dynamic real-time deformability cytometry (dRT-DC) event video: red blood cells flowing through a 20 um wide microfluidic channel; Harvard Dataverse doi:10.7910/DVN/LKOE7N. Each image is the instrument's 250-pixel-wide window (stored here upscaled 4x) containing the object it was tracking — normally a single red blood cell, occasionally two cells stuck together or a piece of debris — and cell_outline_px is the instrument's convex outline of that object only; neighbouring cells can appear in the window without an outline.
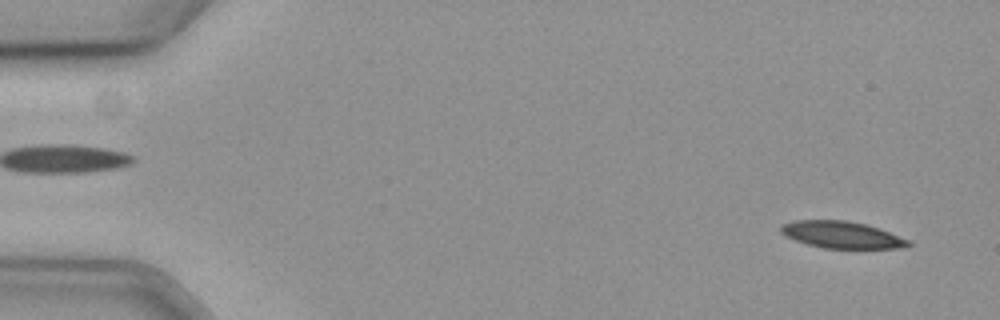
{"species": "common noctule bat (a hibernating species)", "species_latin": "Nyctalus noctula", "temperature_condition": "cold", "stored_images_in_passage": 57, "camera_frame_rate_fps": 3000, "um_per_image_px": 0.085, "animal": {"sex": "female", "body_mass_g": 19.3, "forearm_length_mm": 54.1}, "frame": {"image": 1, "passage_image": 3, "time_ms": 0.667, "image_size_px": [1000, 320], "cell_outline_px": [[912, 244], [896, 248], [824, 248], [808, 244], [784, 236], [780, 232], [780, 228], [784, 224], [796, 220], [844, 220], [864, 224], [888, 232], [908, 240]], "centroid_in_image_um": [71.48, 19.95], "position_along_channel_um": 13.5, "area_um2": 19.48}}
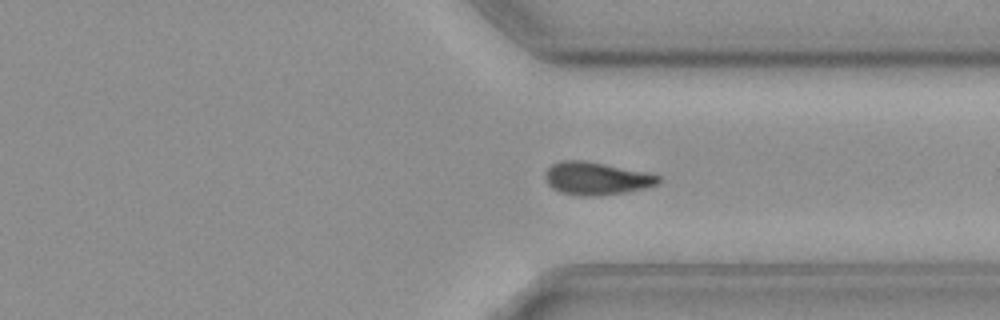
{"frame": {"image": 2, "passage_image": 43, "time_ms": 14.0, "image_size_px": [1000, 320], "cell_outline_px": [[660, 180], [656, 184], [644, 188], [624, 192], [588, 196], [580, 196], [560, 192], [552, 188], [548, 184], [544, 176], [544, 172], [552, 164], [560, 160], [584, 160], [644, 172], [660, 176]], "centroid_in_image_um": [50.62, 15.16], "position_along_channel_um": 360.8, "area_um2": 21.33}}
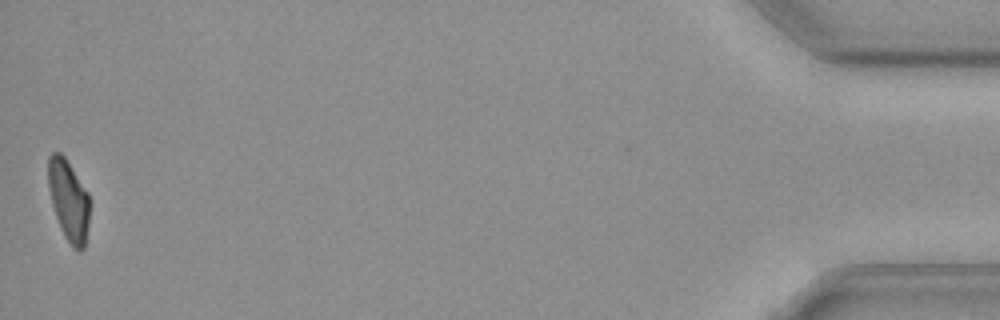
{"frame": {"image": 3, "passage_image": 57, "time_ms": 18.667, "image_size_px": [1000, 320], "cell_outline_px": [[88, 224], [84, 248], [80, 252], [72, 248], [64, 236], [60, 228], [52, 204], [48, 188], [48, 156], [52, 152], [60, 152], [64, 156], [88, 192]], "centroid_in_image_um": [5.81, 17.03], "position_along_channel_um": 429.4, "area_um2": 19.48}, "authors_computed_cell_mechanics": {"area_um2": 21.6172, "velocity_mm_per_s": 3.5894, "shape_relaxation_time_tau1_ms": 5.0591, "shape_relaxation_time_tau2_ms": null, "deformation_change_tau1": 0.1465, "deformation_change_tau2": null}}